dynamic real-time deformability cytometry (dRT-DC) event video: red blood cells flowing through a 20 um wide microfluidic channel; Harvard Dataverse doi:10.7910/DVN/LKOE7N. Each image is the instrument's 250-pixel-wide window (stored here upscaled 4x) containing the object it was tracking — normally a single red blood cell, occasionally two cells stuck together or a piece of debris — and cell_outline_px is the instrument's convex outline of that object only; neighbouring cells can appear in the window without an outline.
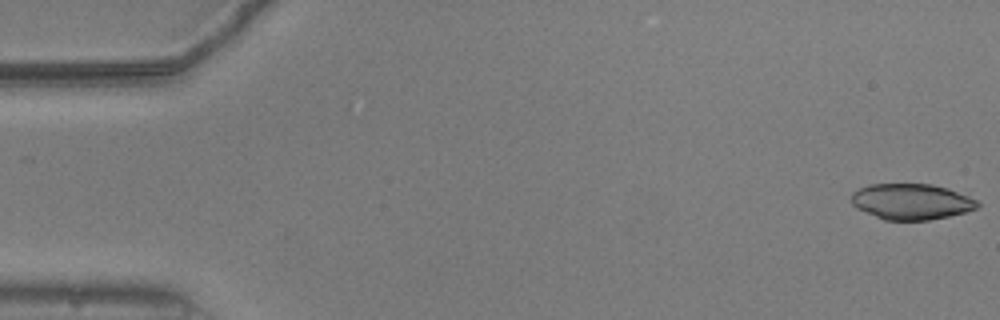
{"species": "common noctule bat (a hibernating species)", "species_latin": "Nyctalus noctula", "temperature_condition": "warm", "stored_images_in_passage": 14, "camera_frame_rate_fps": 3000, "um_per_image_px": 0.085, "animal": {"sex": "male", "body_mass_g": 20.5, "forearm_length_mm": 52.5}, "frame": {"image": 1, "passage_image": 1, "time_ms": 0.0, "image_size_px": [1000, 320], "cell_outline_px": [[980, 208], [948, 216], [928, 220], [884, 220], [856, 208], [852, 204], [852, 192], [868, 184], [932, 184], [948, 188], [968, 196], [976, 200], [980, 204]], "centroid_in_image_um": [77.47, 17.13], "position_along_channel_um": 7.5, "area_um2": 26.36}}
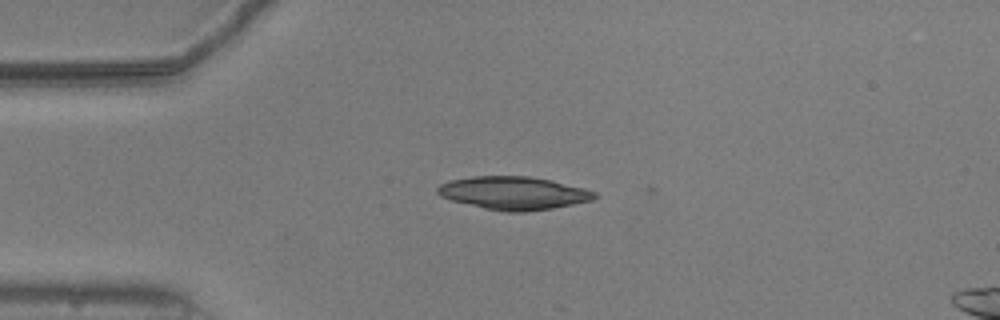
{"frame": {"image": 2, "passage_image": 13, "time_ms": 4.0, "image_size_px": [1000, 320], "cell_outline_px": [[600, 196], [592, 200], [552, 208], [524, 212], [504, 212], [484, 208], [452, 200], [440, 196], [436, 192], [436, 188], [440, 184], [452, 180], [472, 176], [528, 176], [552, 180], [584, 188], [596, 192]], "centroid_in_image_um": [43.67, 16.41], "position_along_channel_um": 41.3, "area_um2": 30.23}}